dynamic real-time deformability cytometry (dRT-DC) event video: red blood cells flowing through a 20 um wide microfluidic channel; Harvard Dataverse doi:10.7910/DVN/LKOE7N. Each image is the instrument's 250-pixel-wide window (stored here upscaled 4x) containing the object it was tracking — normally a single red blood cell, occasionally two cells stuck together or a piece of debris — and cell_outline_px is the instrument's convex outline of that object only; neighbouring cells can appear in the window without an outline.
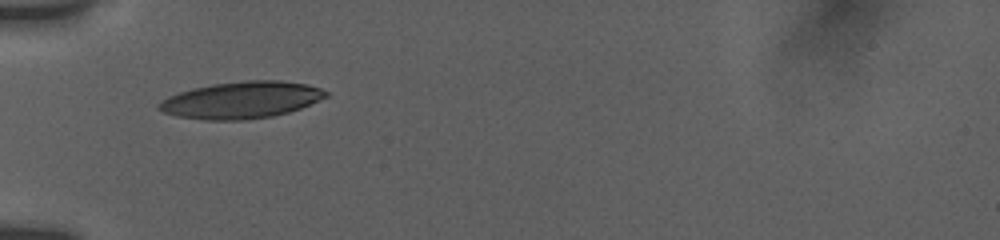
{"species": "human", "species_latin": "Homo sapiens", "temperature_condition": "room temperature", "stored_images_in_passage": 2, "camera_frame_rate_fps": 3000, "um_per_image_px": 0.085, "donor": {"sex": "female"}, "frame": {"image": 1, "passage_image": 1, "time_ms": 0.0, "image_size_px": [1000, 240], "cell_outline_px": [[328, 96], [300, 108], [288, 112], [272, 116], [240, 120], [204, 120], [176, 116], [164, 112], [156, 108], [156, 104], [160, 100], [168, 96], [192, 88], [212, 84], [244, 80], [280, 80], [308, 84], [320, 88], [328, 92]], "centroid_in_image_um": [20.48, 8.49], "position_along_channel_um": 64.5, "area_um2": 35.95}}
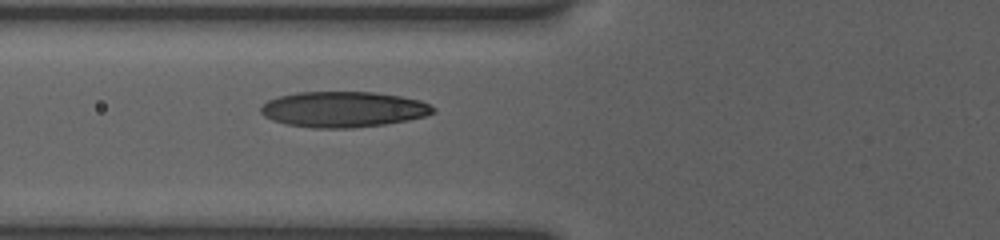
{"frame": {"image": 2, "passage_image": 2, "time_ms": 1.0, "image_size_px": [1000, 240], "cell_outline_px": [[436, 112], [424, 116], [408, 120], [384, 124], [352, 128], [312, 128], [288, 124], [272, 120], [264, 116], [260, 112], [260, 108], [268, 100], [280, 96], [296, 92], [372, 92], [400, 96], [420, 100], [436, 108]], "centroid_in_image_um": [29.18, 9.29], "position_along_channel_um": 96.6, "area_um2": 35.78}}